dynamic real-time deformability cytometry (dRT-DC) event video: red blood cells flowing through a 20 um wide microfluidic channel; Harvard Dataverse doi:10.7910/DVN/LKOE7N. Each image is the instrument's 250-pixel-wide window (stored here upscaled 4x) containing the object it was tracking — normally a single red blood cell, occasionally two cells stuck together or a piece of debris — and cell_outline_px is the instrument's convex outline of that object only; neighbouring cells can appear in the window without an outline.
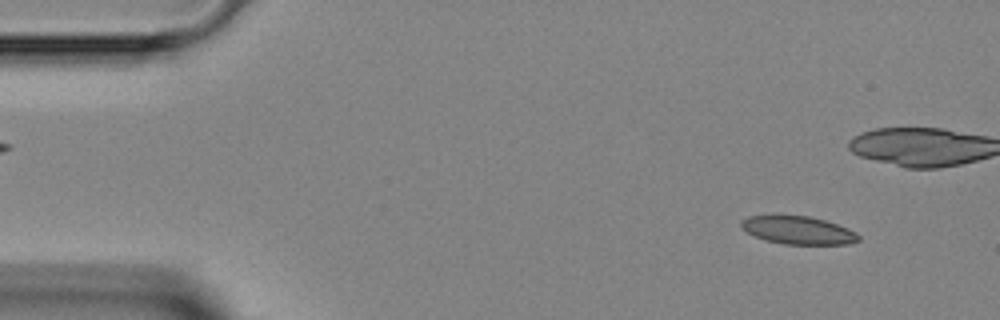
{"species": "Egyptian fruit bat (a non-hibernating species)", "species_latin": "Rousettus aegyptiacus", "temperature_condition": "room temperature", "stored_images_in_passage": 47, "camera_frame_rate_fps": 3000, "um_per_image_px": 0.085, "animal": {"sex": "female"}, "frame": {"image": 1, "passage_image": 4, "time_ms": 1.0, "image_size_px": [1000, 320], "cell_outline_px": [[860, 240], [848, 244], [784, 244], [764, 240], [740, 228], [740, 220], [748, 216], [808, 216], [824, 220], [848, 228], [856, 232], [860, 236]], "centroid_in_image_um": [67.84, 19.57], "position_along_channel_um": 17.2, "area_um2": 19.02}}
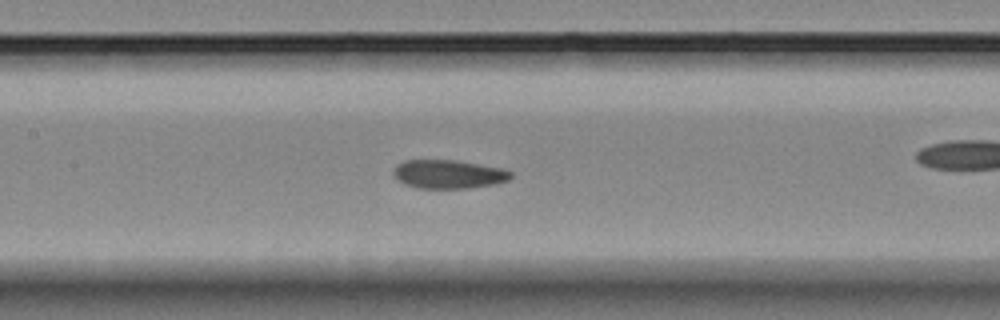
{"frame": {"image": 2, "passage_image": 21, "time_ms": 6.667, "image_size_px": [1000, 320], "cell_outline_px": [[512, 176], [508, 180], [496, 184], [468, 188], [416, 188], [404, 184], [396, 180], [392, 176], [392, 172], [396, 164], [404, 160], [456, 160], [500, 168], [512, 172]], "centroid_in_image_um": [38.06, 14.81], "position_along_channel_um": 169.3, "area_um2": 19.77}}
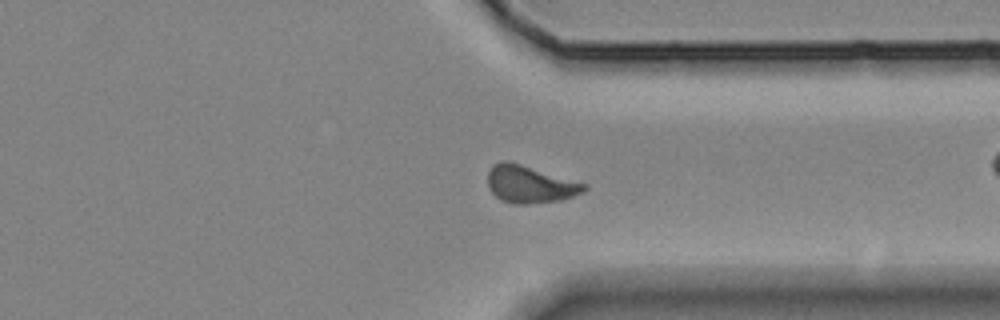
{"frame": {"image": 3, "passage_image": 35, "time_ms": 11.333, "image_size_px": [1000, 320], "cell_outline_px": [[588, 188], [584, 192], [560, 200], [528, 204], [512, 204], [500, 200], [488, 188], [488, 172], [492, 164], [500, 160], [508, 160], [588, 184]], "centroid_in_image_um": [45.03, 15.65], "position_along_channel_um": 366.4, "area_um2": 21.21}}